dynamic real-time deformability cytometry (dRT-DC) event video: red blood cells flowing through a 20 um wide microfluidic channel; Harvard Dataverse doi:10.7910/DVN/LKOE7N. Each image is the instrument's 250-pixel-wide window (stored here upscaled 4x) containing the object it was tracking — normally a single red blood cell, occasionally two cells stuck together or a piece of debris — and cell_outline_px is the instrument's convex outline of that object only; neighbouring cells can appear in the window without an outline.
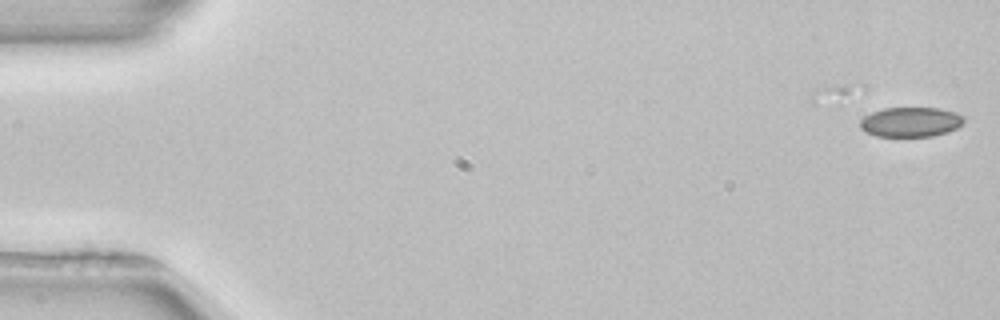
{"species": "common noctule bat (a hibernating species)", "species_latin": "Nyctalus noctula", "temperature_condition": "room temperature", "stored_images_in_passage": 4, "camera_frame_rate_fps": 3000, "um_per_image_px": 0.085, "animal": {"sex": "female", "body_mass_g": 22.7, "forearm_length_mm": 54.2}, "frame": {"image": 1, "passage_image": 4, "time_ms": 1.0, "image_size_px": [1000, 320], "cell_outline_px": [[964, 124], [948, 132], [932, 136], [876, 136], [864, 132], [860, 128], [860, 120], [864, 116], [872, 112], [884, 108], [940, 108], [956, 112], [964, 116]], "centroid_in_image_um": [77.42, 10.37], "position_along_channel_um": 7.6, "area_um2": 18.15}}